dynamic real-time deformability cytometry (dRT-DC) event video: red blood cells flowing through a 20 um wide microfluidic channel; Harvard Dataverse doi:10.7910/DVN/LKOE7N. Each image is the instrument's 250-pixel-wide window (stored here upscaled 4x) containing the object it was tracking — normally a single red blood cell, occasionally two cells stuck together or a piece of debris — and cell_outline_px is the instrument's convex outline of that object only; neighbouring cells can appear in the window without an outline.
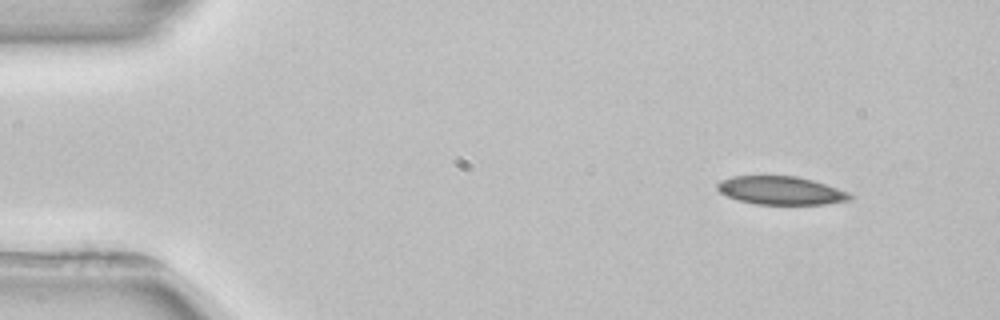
{"species": "common noctule bat (a hibernating species)", "species_latin": "Nyctalus noctula", "temperature_condition": "room temperature", "stored_images_in_passage": 4, "camera_frame_rate_fps": 3000, "um_per_image_px": 0.085, "animal": {"sex": "female", "body_mass_g": 22.7, "forearm_length_mm": 54.2}, "frame": {"image": 1, "passage_image": 1, "time_ms": 0.0, "image_size_px": [1000, 320], "cell_outline_px": [[852, 200], [824, 204], [756, 204], [736, 200], [720, 192], [716, 188], [716, 184], [720, 180], [732, 176], [796, 176], [812, 180], [848, 192], [852, 196]], "centroid_in_image_um": [66.33, 16.19], "position_along_channel_um": 18.7, "area_um2": 21.79}}
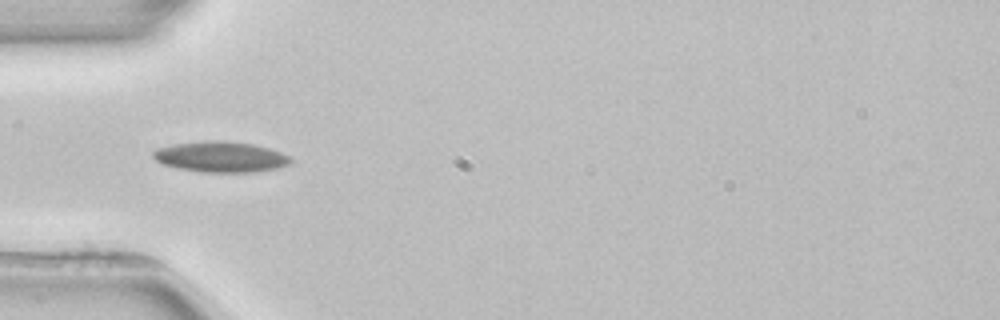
{"frame": {"image": 2, "passage_image": 3, "time_ms": 3.667, "image_size_px": [1000, 320], "cell_outline_px": [[292, 160], [288, 164], [276, 168], [252, 172], [200, 172], [176, 168], [164, 164], [156, 160], [152, 156], [152, 152], [156, 148], [176, 144], [208, 140], [220, 140], [252, 144], [268, 148], [280, 152], [288, 156]], "centroid_in_image_um": [18.71, 13.33], "position_along_channel_um": 66.3, "area_um2": 24.39}}